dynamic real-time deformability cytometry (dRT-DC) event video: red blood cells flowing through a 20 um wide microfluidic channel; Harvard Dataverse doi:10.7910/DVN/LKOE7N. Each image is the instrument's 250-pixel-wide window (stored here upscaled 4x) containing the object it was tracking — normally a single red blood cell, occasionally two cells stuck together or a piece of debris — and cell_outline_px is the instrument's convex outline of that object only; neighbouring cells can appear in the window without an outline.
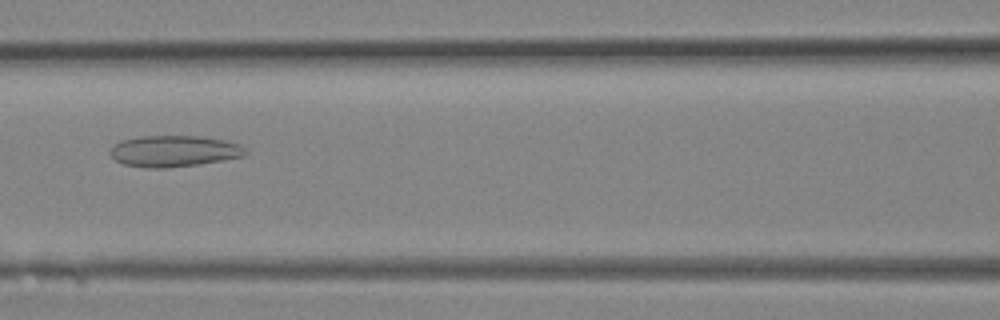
{"species": "Egyptian fruit bat (a non-hibernating species)", "species_latin": "Rousettus aegyptiacus", "temperature_condition": "room temperature", "stored_images_in_passage": 10, "camera_frame_rate_fps": 3000, "um_per_image_px": 0.085, "animal": {"sex": "female"}, "frame": {"image": 1, "passage_image": 5, "time_ms": 1.333, "image_size_px": [1000, 320], "cell_outline_px": [[248, 152], [244, 156], [224, 160], [196, 164], [164, 168], [148, 168], [124, 164], [116, 160], [108, 152], [112, 144], [120, 140], [140, 136], [200, 136], [224, 140], [240, 144]], "centroid_in_image_um": [14.76, 12.83], "position_along_channel_um": 151.8, "area_um2": 24.74}}
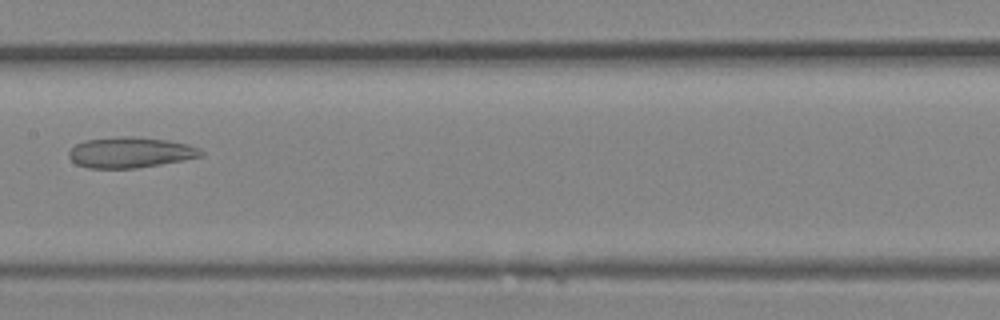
{"frame": {"image": 2, "passage_image": 7, "time_ms": 2.0, "image_size_px": [1000, 320], "cell_outline_px": [[204, 152], [200, 156], [160, 164], [136, 168], [88, 168], [76, 164], [68, 156], [68, 152], [76, 144], [84, 140], [120, 136], [132, 136], [168, 140], [188, 144], [200, 148]], "centroid_in_image_um": [11.05, 12.95], "position_along_channel_um": 196.4, "area_um2": 23.52}}
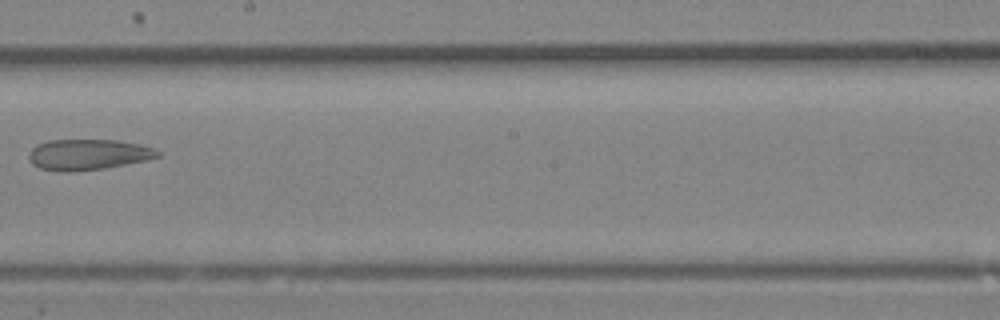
{"frame": {"image": 3, "passage_image": 9, "time_ms": 2.667, "image_size_px": [1000, 320], "cell_outline_px": [[160, 156], [148, 160], [104, 168], [64, 172], [40, 168], [32, 164], [28, 156], [28, 152], [36, 144], [48, 140], [116, 140], [140, 144], [152, 148], [160, 152]], "centroid_in_image_um": [7.47, 13.13], "position_along_channel_um": 240.7, "area_um2": 23.06}}